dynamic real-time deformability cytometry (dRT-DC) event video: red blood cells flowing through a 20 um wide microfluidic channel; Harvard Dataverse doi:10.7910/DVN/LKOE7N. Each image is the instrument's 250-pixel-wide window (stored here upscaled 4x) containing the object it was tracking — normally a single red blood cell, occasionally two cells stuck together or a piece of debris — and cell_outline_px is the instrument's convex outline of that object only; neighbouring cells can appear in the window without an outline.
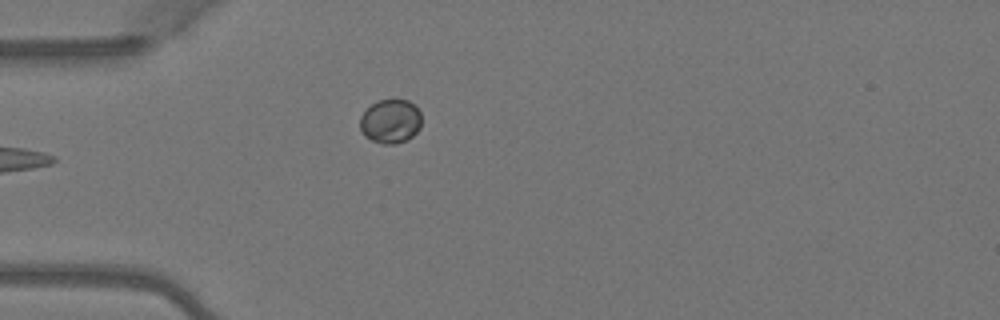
{"species": "Egyptian fruit bat (a non-hibernating species)", "species_latin": "Rousettus aegyptiacus", "temperature_condition": "warm", "stored_images_in_passage": 1, "camera_frame_rate_fps": 3000, "um_per_image_px": 0.085, "animal": {"sex": "female"}, "frame": {"image": 1, "passage_image": 1, "time_ms": 0.0, "image_size_px": [1000, 320], "cell_outline_px": [[420, 128], [408, 140], [396, 144], [384, 144], [372, 140], [364, 136], [360, 128], [360, 116], [372, 104], [380, 100], [408, 100], [420, 112]], "centroid_in_image_um": [33.18, 10.33], "position_along_channel_um": 51.8, "area_um2": 15.66}}